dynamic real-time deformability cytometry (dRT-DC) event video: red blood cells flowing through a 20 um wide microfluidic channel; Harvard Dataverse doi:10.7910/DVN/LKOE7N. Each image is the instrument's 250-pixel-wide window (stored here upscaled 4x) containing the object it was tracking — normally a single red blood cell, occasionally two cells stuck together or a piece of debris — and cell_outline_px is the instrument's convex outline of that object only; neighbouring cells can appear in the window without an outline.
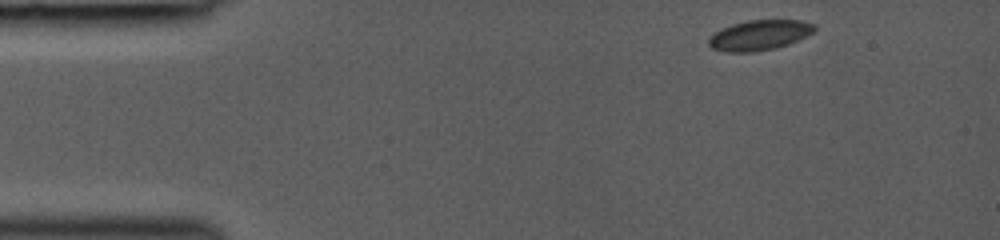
{"species": "common noctule bat (a hibernating species)", "species_latin": "Nyctalus noctula", "temperature_condition": "room temperature", "stored_images_in_passage": 33, "camera_frame_rate_fps": 3000, "um_per_image_px": 0.085, "animal": {"sex": "female", "body_mass_g": 19.0, "forearm_length_mm": 53.3}, "frame": {"image": 1, "passage_image": 1, "time_ms": 0.0, "image_size_px": [1000, 240], "cell_outline_px": [[816, 28], [812, 32], [788, 44], [772, 48], [752, 52], [724, 52], [712, 48], [708, 44], [708, 40], [720, 28], [732, 24], [748, 20], [800, 20], [816, 24]], "centroid_in_image_um": [64.52, 2.98], "position_along_channel_um": 20.5, "area_um2": 18.38}}
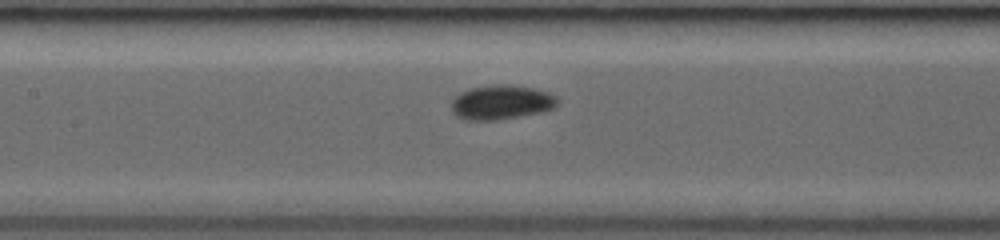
{"frame": {"image": 2, "passage_image": 14, "time_ms": 5.333, "image_size_px": [1000, 240], "cell_outline_px": [[560, 100], [552, 108], [540, 112], [500, 120], [464, 120], [456, 116], [452, 112], [452, 100], [460, 92], [468, 88], [492, 84], [508, 84], [532, 88], [548, 92], [556, 96]], "centroid_in_image_um": [42.58, 8.69], "position_along_channel_um": 164.8, "area_um2": 21.44}}
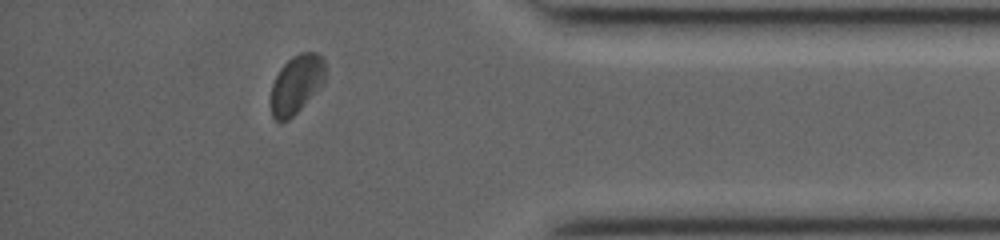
{"frame": {"image": 3, "passage_image": 29, "time_ms": 11.333, "image_size_px": [1000, 240], "cell_outline_px": [[324, 80], [300, 108], [288, 120], [276, 120], [272, 116], [272, 84], [280, 68], [292, 56], [300, 52], [316, 52], [324, 60]], "centroid_in_image_um": [25.17, 7.12], "position_along_channel_um": 410.0, "area_um2": 17.86}}